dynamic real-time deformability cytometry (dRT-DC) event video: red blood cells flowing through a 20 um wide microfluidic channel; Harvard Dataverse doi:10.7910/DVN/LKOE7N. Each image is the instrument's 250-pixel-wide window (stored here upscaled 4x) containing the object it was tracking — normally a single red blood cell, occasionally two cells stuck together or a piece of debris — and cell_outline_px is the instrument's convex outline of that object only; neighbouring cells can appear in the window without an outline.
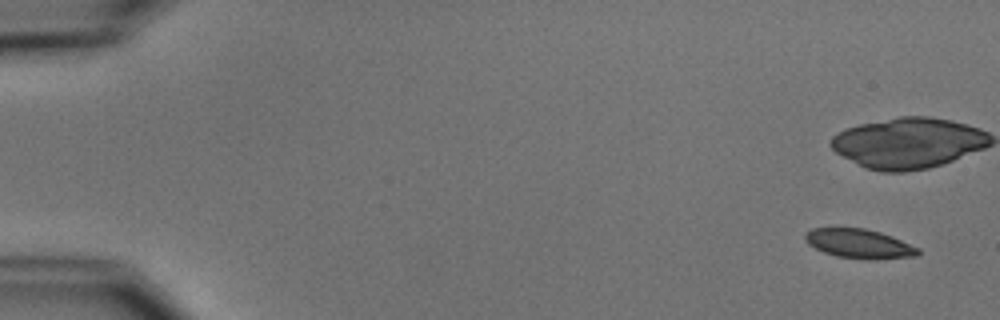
{"species": "common noctule bat (a hibernating species)", "species_latin": "Nyctalus noctula", "temperature_condition": "cold", "stored_images_in_passage": 4, "camera_frame_rate_fps": 3000, "um_per_image_px": 0.085, "animal": {"sex": "male", "body_mass_g": 15.6}, "frame": {"image": 1, "passage_image": 1, "time_ms": 0.0, "image_size_px": [1000, 320], "cell_outline_px": [[920, 252], [916, 256], [872, 260], [868, 260], [836, 256], [824, 252], [808, 244], [804, 240], [804, 232], [812, 228], [864, 228], [880, 232], [892, 236], [920, 248]], "centroid_in_image_um": [73.02, 20.71], "position_along_channel_um": 12.0, "area_um2": 19.42}}